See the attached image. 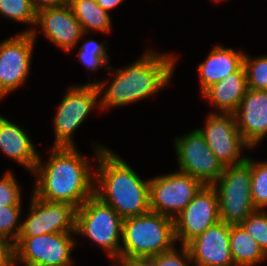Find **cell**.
I'll list each match as a JSON object with an SVG mask.
<instances>
[{
  "mask_svg": "<svg viewBox=\"0 0 267 266\" xmlns=\"http://www.w3.org/2000/svg\"><path fill=\"white\" fill-rule=\"evenodd\" d=\"M19 265L27 266L25 264L19 263L16 259L12 260L7 266H19Z\"/></svg>",
  "mask_w": 267,
  "mask_h": 266,
  "instance_id": "obj_35",
  "label": "cell"
},
{
  "mask_svg": "<svg viewBox=\"0 0 267 266\" xmlns=\"http://www.w3.org/2000/svg\"><path fill=\"white\" fill-rule=\"evenodd\" d=\"M178 171L191 175L204 185H213L222 175L225 166L207 145L198 129L173 141Z\"/></svg>",
  "mask_w": 267,
  "mask_h": 266,
  "instance_id": "obj_10",
  "label": "cell"
},
{
  "mask_svg": "<svg viewBox=\"0 0 267 266\" xmlns=\"http://www.w3.org/2000/svg\"><path fill=\"white\" fill-rule=\"evenodd\" d=\"M115 266H153L148 259H132L118 262Z\"/></svg>",
  "mask_w": 267,
  "mask_h": 266,
  "instance_id": "obj_34",
  "label": "cell"
},
{
  "mask_svg": "<svg viewBox=\"0 0 267 266\" xmlns=\"http://www.w3.org/2000/svg\"><path fill=\"white\" fill-rule=\"evenodd\" d=\"M219 221L217 192L212 185H204L174 219L176 240L186 245Z\"/></svg>",
  "mask_w": 267,
  "mask_h": 266,
  "instance_id": "obj_14",
  "label": "cell"
},
{
  "mask_svg": "<svg viewBox=\"0 0 267 266\" xmlns=\"http://www.w3.org/2000/svg\"><path fill=\"white\" fill-rule=\"evenodd\" d=\"M74 235L53 233L18 237L14 243L15 259L27 266H75L71 256L76 247Z\"/></svg>",
  "mask_w": 267,
  "mask_h": 266,
  "instance_id": "obj_8",
  "label": "cell"
},
{
  "mask_svg": "<svg viewBox=\"0 0 267 266\" xmlns=\"http://www.w3.org/2000/svg\"><path fill=\"white\" fill-rule=\"evenodd\" d=\"M238 131L252 148L267 137V90L247 89L233 113Z\"/></svg>",
  "mask_w": 267,
  "mask_h": 266,
  "instance_id": "obj_17",
  "label": "cell"
},
{
  "mask_svg": "<svg viewBox=\"0 0 267 266\" xmlns=\"http://www.w3.org/2000/svg\"><path fill=\"white\" fill-rule=\"evenodd\" d=\"M22 206H0V237L15 243L21 229ZM21 214V215H20ZM21 217V218H20Z\"/></svg>",
  "mask_w": 267,
  "mask_h": 266,
  "instance_id": "obj_28",
  "label": "cell"
},
{
  "mask_svg": "<svg viewBox=\"0 0 267 266\" xmlns=\"http://www.w3.org/2000/svg\"><path fill=\"white\" fill-rule=\"evenodd\" d=\"M92 145L96 155L95 195L123 219L149 212L150 180H143L127 161L111 149L98 143Z\"/></svg>",
  "mask_w": 267,
  "mask_h": 266,
  "instance_id": "obj_3",
  "label": "cell"
},
{
  "mask_svg": "<svg viewBox=\"0 0 267 266\" xmlns=\"http://www.w3.org/2000/svg\"><path fill=\"white\" fill-rule=\"evenodd\" d=\"M100 110L99 90L96 84L72 85L65 90L53 119V147H76L74 132L82 126L94 109Z\"/></svg>",
  "mask_w": 267,
  "mask_h": 266,
  "instance_id": "obj_7",
  "label": "cell"
},
{
  "mask_svg": "<svg viewBox=\"0 0 267 266\" xmlns=\"http://www.w3.org/2000/svg\"><path fill=\"white\" fill-rule=\"evenodd\" d=\"M47 161L39 156L32 173V193L43 200L79 208L95 194V168L77 147H52Z\"/></svg>",
  "mask_w": 267,
  "mask_h": 266,
  "instance_id": "obj_2",
  "label": "cell"
},
{
  "mask_svg": "<svg viewBox=\"0 0 267 266\" xmlns=\"http://www.w3.org/2000/svg\"><path fill=\"white\" fill-rule=\"evenodd\" d=\"M204 128H197L216 158L224 166L244 162L247 155L243 150L252 149L238 131L235 116L232 113H208Z\"/></svg>",
  "mask_w": 267,
  "mask_h": 266,
  "instance_id": "obj_12",
  "label": "cell"
},
{
  "mask_svg": "<svg viewBox=\"0 0 267 266\" xmlns=\"http://www.w3.org/2000/svg\"><path fill=\"white\" fill-rule=\"evenodd\" d=\"M0 150L8 159L14 160L33 173L39 159V152L23 127L0 114Z\"/></svg>",
  "mask_w": 267,
  "mask_h": 266,
  "instance_id": "obj_18",
  "label": "cell"
},
{
  "mask_svg": "<svg viewBox=\"0 0 267 266\" xmlns=\"http://www.w3.org/2000/svg\"><path fill=\"white\" fill-rule=\"evenodd\" d=\"M28 217L21 220L18 237L75 233L76 208L68 203L51 202L31 194Z\"/></svg>",
  "mask_w": 267,
  "mask_h": 266,
  "instance_id": "obj_13",
  "label": "cell"
},
{
  "mask_svg": "<svg viewBox=\"0 0 267 266\" xmlns=\"http://www.w3.org/2000/svg\"><path fill=\"white\" fill-rule=\"evenodd\" d=\"M13 172L7 170L0 178V206H22V187Z\"/></svg>",
  "mask_w": 267,
  "mask_h": 266,
  "instance_id": "obj_29",
  "label": "cell"
},
{
  "mask_svg": "<svg viewBox=\"0 0 267 266\" xmlns=\"http://www.w3.org/2000/svg\"><path fill=\"white\" fill-rule=\"evenodd\" d=\"M251 156L236 165L225 166L212 185L218 196L220 220L238 225L257 210L251 198Z\"/></svg>",
  "mask_w": 267,
  "mask_h": 266,
  "instance_id": "obj_6",
  "label": "cell"
},
{
  "mask_svg": "<svg viewBox=\"0 0 267 266\" xmlns=\"http://www.w3.org/2000/svg\"><path fill=\"white\" fill-rule=\"evenodd\" d=\"M243 66L247 87L253 90H267V55L250 57L245 53Z\"/></svg>",
  "mask_w": 267,
  "mask_h": 266,
  "instance_id": "obj_26",
  "label": "cell"
},
{
  "mask_svg": "<svg viewBox=\"0 0 267 266\" xmlns=\"http://www.w3.org/2000/svg\"><path fill=\"white\" fill-rule=\"evenodd\" d=\"M251 198L256 209H267V161H254L251 157Z\"/></svg>",
  "mask_w": 267,
  "mask_h": 266,
  "instance_id": "obj_25",
  "label": "cell"
},
{
  "mask_svg": "<svg viewBox=\"0 0 267 266\" xmlns=\"http://www.w3.org/2000/svg\"><path fill=\"white\" fill-rule=\"evenodd\" d=\"M231 225L219 221L189 241L193 266H235L230 250Z\"/></svg>",
  "mask_w": 267,
  "mask_h": 266,
  "instance_id": "obj_16",
  "label": "cell"
},
{
  "mask_svg": "<svg viewBox=\"0 0 267 266\" xmlns=\"http://www.w3.org/2000/svg\"><path fill=\"white\" fill-rule=\"evenodd\" d=\"M174 219L149 211L123 219L120 262L147 259L176 247Z\"/></svg>",
  "mask_w": 267,
  "mask_h": 266,
  "instance_id": "obj_4",
  "label": "cell"
},
{
  "mask_svg": "<svg viewBox=\"0 0 267 266\" xmlns=\"http://www.w3.org/2000/svg\"><path fill=\"white\" fill-rule=\"evenodd\" d=\"M105 42L107 43V40L99 43L94 38L83 41L79 48L78 60L85 65L87 71L95 72L100 68L108 69L110 56L107 53L108 47H105Z\"/></svg>",
  "mask_w": 267,
  "mask_h": 266,
  "instance_id": "obj_24",
  "label": "cell"
},
{
  "mask_svg": "<svg viewBox=\"0 0 267 266\" xmlns=\"http://www.w3.org/2000/svg\"><path fill=\"white\" fill-rule=\"evenodd\" d=\"M0 15L16 23L30 25L22 33H32L37 19V11L31 0H0Z\"/></svg>",
  "mask_w": 267,
  "mask_h": 266,
  "instance_id": "obj_23",
  "label": "cell"
},
{
  "mask_svg": "<svg viewBox=\"0 0 267 266\" xmlns=\"http://www.w3.org/2000/svg\"><path fill=\"white\" fill-rule=\"evenodd\" d=\"M36 39L19 32L0 42V100L22 87L30 76Z\"/></svg>",
  "mask_w": 267,
  "mask_h": 266,
  "instance_id": "obj_11",
  "label": "cell"
},
{
  "mask_svg": "<svg viewBox=\"0 0 267 266\" xmlns=\"http://www.w3.org/2000/svg\"><path fill=\"white\" fill-rule=\"evenodd\" d=\"M35 27L32 32L34 38L37 37V29L40 28L39 32L50 40V43L67 53L76 48L82 38L88 35L83 32L69 4L39 10Z\"/></svg>",
  "mask_w": 267,
  "mask_h": 266,
  "instance_id": "obj_15",
  "label": "cell"
},
{
  "mask_svg": "<svg viewBox=\"0 0 267 266\" xmlns=\"http://www.w3.org/2000/svg\"><path fill=\"white\" fill-rule=\"evenodd\" d=\"M211 1H213V2H216V3H219V2H225V1H227V0H211Z\"/></svg>",
  "mask_w": 267,
  "mask_h": 266,
  "instance_id": "obj_36",
  "label": "cell"
},
{
  "mask_svg": "<svg viewBox=\"0 0 267 266\" xmlns=\"http://www.w3.org/2000/svg\"><path fill=\"white\" fill-rule=\"evenodd\" d=\"M245 53L233 47L215 45L206 59L197 66L200 81V93L216 82L223 80L228 74L237 72L243 66Z\"/></svg>",
  "mask_w": 267,
  "mask_h": 266,
  "instance_id": "obj_19",
  "label": "cell"
},
{
  "mask_svg": "<svg viewBox=\"0 0 267 266\" xmlns=\"http://www.w3.org/2000/svg\"><path fill=\"white\" fill-rule=\"evenodd\" d=\"M97 4L110 14V10L116 8L120 4H123L125 0H96Z\"/></svg>",
  "mask_w": 267,
  "mask_h": 266,
  "instance_id": "obj_33",
  "label": "cell"
},
{
  "mask_svg": "<svg viewBox=\"0 0 267 266\" xmlns=\"http://www.w3.org/2000/svg\"><path fill=\"white\" fill-rule=\"evenodd\" d=\"M14 259V243L0 237V266H7Z\"/></svg>",
  "mask_w": 267,
  "mask_h": 266,
  "instance_id": "obj_31",
  "label": "cell"
},
{
  "mask_svg": "<svg viewBox=\"0 0 267 266\" xmlns=\"http://www.w3.org/2000/svg\"><path fill=\"white\" fill-rule=\"evenodd\" d=\"M239 225L267 254V212L257 209Z\"/></svg>",
  "mask_w": 267,
  "mask_h": 266,
  "instance_id": "obj_27",
  "label": "cell"
},
{
  "mask_svg": "<svg viewBox=\"0 0 267 266\" xmlns=\"http://www.w3.org/2000/svg\"><path fill=\"white\" fill-rule=\"evenodd\" d=\"M34 9L38 12L45 8L62 7L69 4V0H31Z\"/></svg>",
  "mask_w": 267,
  "mask_h": 266,
  "instance_id": "obj_32",
  "label": "cell"
},
{
  "mask_svg": "<svg viewBox=\"0 0 267 266\" xmlns=\"http://www.w3.org/2000/svg\"><path fill=\"white\" fill-rule=\"evenodd\" d=\"M247 89L246 72L242 66L237 72L228 74L223 80L207 88L202 93V97L218 110L212 111V113L233 114Z\"/></svg>",
  "mask_w": 267,
  "mask_h": 266,
  "instance_id": "obj_20",
  "label": "cell"
},
{
  "mask_svg": "<svg viewBox=\"0 0 267 266\" xmlns=\"http://www.w3.org/2000/svg\"><path fill=\"white\" fill-rule=\"evenodd\" d=\"M172 248L159 255L147 258L153 266H193L188 247L181 245L180 250Z\"/></svg>",
  "mask_w": 267,
  "mask_h": 266,
  "instance_id": "obj_30",
  "label": "cell"
},
{
  "mask_svg": "<svg viewBox=\"0 0 267 266\" xmlns=\"http://www.w3.org/2000/svg\"><path fill=\"white\" fill-rule=\"evenodd\" d=\"M69 5L84 33L112 32L111 14L103 10L96 0H69Z\"/></svg>",
  "mask_w": 267,
  "mask_h": 266,
  "instance_id": "obj_22",
  "label": "cell"
},
{
  "mask_svg": "<svg viewBox=\"0 0 267 266\" xmlns=\"http://www.w3.org/2000/svg\"><path fill=\"white\" fill-rule=\"evenodd\" d=\"M229 243L235 266H257L267 260V254L239 224L231 225Z\"/></svg>",
  "mask_w": 267,
  "mask_h": 266,
  "instance_id": "obj_21",
  "label": "cell"
},
{
  "mask_svg": "<svg viewBox=\"0 0 267 266\" xmlns=\"http://www.w3.org/2000/svg\"><path fill=\"white\" fill-rule=\"evenodd\" d=\"M150 211L175 219L204 184L191 175L175 171L149 179Z\"/></svg>",
  "mask_w": 267,
  "mask_h": 266,
  "instance_id": "obj_9",
  "label": "cell"
},
{
  "mask_svg": "<svg viewBox=\"0 0 267 266\" xmlns=\"http://www.w3.org/2000/svg\"><path fill=\"white\" fill-rule=\"evenodd\" d=\"M144 52L138 60L125 68L112 69L109 66L107 71L112 75V80L88 81V84H96L98 87L100 111L139 102L170 84L179 57L156 52L152 48H147Z\"/></svg>",
  "mask_w": 267,
  "mask_h": 266,
  "instance_id": "obj_1",
  "label": "cell"
},
{
  "mask_svg": "<svg viewBox=\"0 0 267 266\" xmlns=\"http://www.w3.org/2000/svg\"><path fill=\"white\" fill-rule=\"evenodd\" d=\"M122 230L123 218L95 194L76 209L75 235L105 250L113 266L120 262Z\"/></svg>",
  "mask_w": 267,
  "mask_h": 266,
  "instance_id": "obj_5",
  "label": "cell"
}]
</instances>
